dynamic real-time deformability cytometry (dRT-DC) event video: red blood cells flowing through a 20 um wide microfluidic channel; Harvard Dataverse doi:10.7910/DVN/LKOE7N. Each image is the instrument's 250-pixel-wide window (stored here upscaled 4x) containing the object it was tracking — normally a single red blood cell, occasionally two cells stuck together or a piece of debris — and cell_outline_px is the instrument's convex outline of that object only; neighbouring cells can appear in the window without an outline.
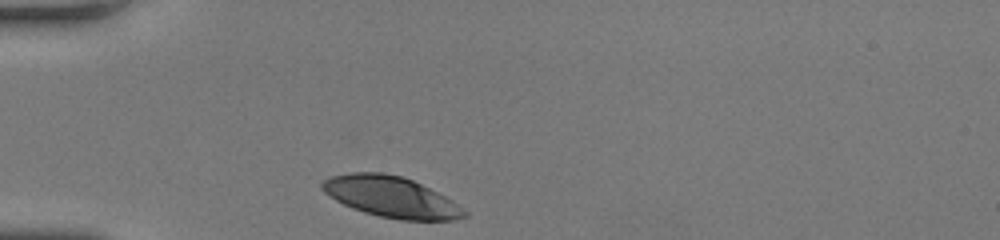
{"species": "human", "species_latin": "Homo sapiens", "temperature_condition": "room temperature", "stored_images_in_passage": 27, "camera_frame_rate_fps": 3000, "um_per_image_px": 0.085, "donor": {"sex": "female"}, "frame": {"image": 1, "passage_image": 1, "time_ms": 0.0, "image_size_px": [1000, 240], "cell_outline_px": [[468, 216], [456, 220], [400, 220], [380, 216], [364, 212], [352, 208], [336, 200], [324, 192], [320, 188], [320, 184], [324, 180], [332, 176], [352, 172], [384, 172], [404, 176], [452, 200], [468, 212]], "centroid_in_image_um": [33.25, 16.74], "position_along_channel_um": 51.8, "area_um2": 33.81}}
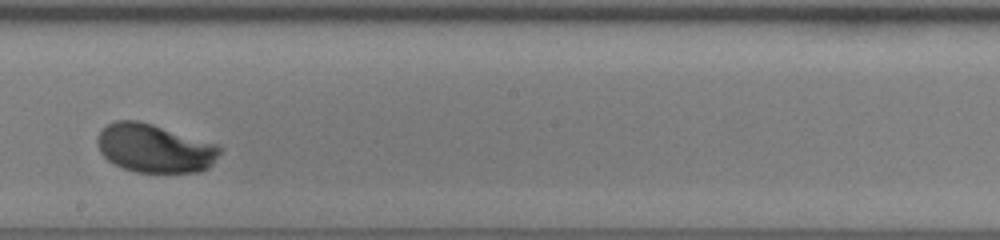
{"frame": {"image": 2, "passage_image": 16, "time_ms": 5.0, "image_size_px": [1000, 240], "cell_outline_px": [[224, 148], [212, 164], [208, 168], [200, 172], [136, 172], [112, 164], [100, 152], [96, 140], [100, 128], [116, 120], [136, 120], [152, 124], [216, 144]], "centroid_in_image_um": [13.12, 12.61], "position_along_channel_um": 235.1, "area_um2": 34.68}}
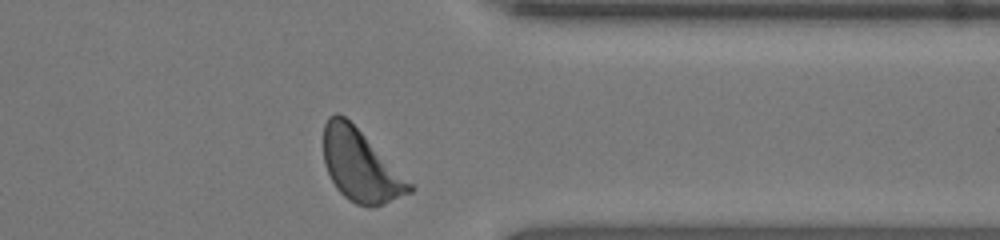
{"frame": {"image": 3, "passage_image": 27, "time_ms": 8.667, "image_size_px": [1000, 240], "cell_outline_px": [[416, 188], [412, 192], [372, 208], [368, 208], [356, 204], [348, 200], [336, 188], [324, 164], [324, 124], [328, 116], [336, 112], [344, 116]], "centroid_in_image_um": [30.61, 14.11], "position_along_channel_um": 380.8, "area_um2": 35.2}, "authors_computed_cell_mechanics": {"area_um2": 34.4488, "velocity_mm_per_s": 4.0764, "shape_relaxation_time_tau1_ms": 2.5407, "shape_relaxation_time_tau2_ms": null, "deformation_change_tau1": 0.1521, "deformation_change_tau2": null}}